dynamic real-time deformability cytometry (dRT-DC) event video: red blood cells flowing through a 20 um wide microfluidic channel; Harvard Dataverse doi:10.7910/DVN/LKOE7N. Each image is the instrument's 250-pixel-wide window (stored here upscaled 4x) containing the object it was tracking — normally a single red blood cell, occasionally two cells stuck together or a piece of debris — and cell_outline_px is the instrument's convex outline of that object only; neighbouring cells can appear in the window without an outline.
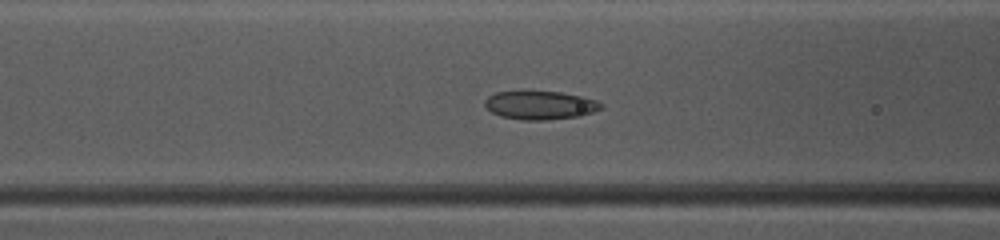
{"species": "common noctule bat (a hibernating species)", "species_latin": "Nyctalus noctula", "temperature_condition": "warm", "stored_images_in_passage": 38, "camera_frame_rate_fps": 3000, "um_per_image_px": 0.085, "animal": {"sex": "female", "body_mass_g": 10.0, "forearm_length_mm": 53.1}, "frame": {"image": 1, "passage_image": 9, "time_ms": 2.667, "image_size_px": [1000, 240], "cell_outline_px": [[604, 108], [580, 116], [544, 120], [520, 120], [500, 116], [492, 112], [484, 104], [484, 100], [488, 96], [496, 92], [560, 92], [584, 96], [596, 100], [604, 104]], "centroid_in_image_um": [45.95, 8.95], "position_along_channel_um": 120.7, "area_um2": 19.31}}
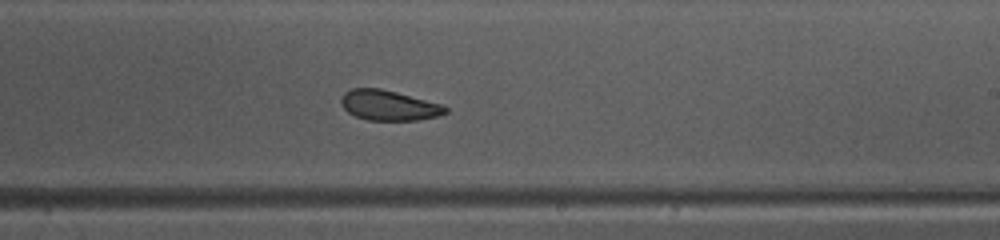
{"frame": {"image": 2, "passage_image": 19, "time_ms": 6.0, "image_size_px": [1000, 240], "cell_outline_px": [[448, 112], [440, 116], [416, 120], [368, 120], [356, 116], [348, 112], [340, 104], [340, 96], [344, 92], [352, 88], [380, 88], [444, 104], [448, 108]], "centroid_in_image_um": [33.06, 8.95], "position_along_channel_um": 255.9, "area_um2": 18.55}}
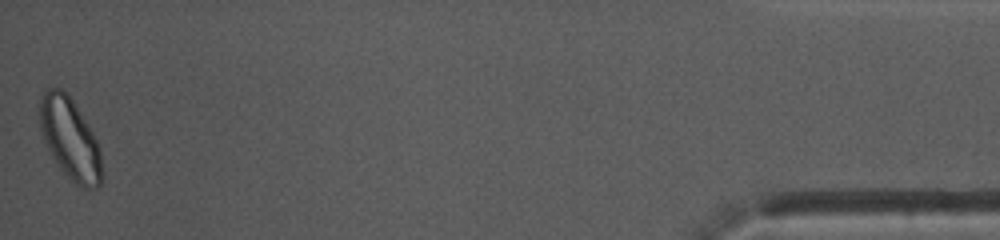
{"frame": {"image": 3, "passage_image": 38, "time_ms": 12.333, "image_size_px": [1000, 240], "cell_outline_px": [[104, 180], [96, 188], [84, 188], [76, 184], [56, 164], [48, 148], [40, 128], [40, 100], [44, 92], [48, 88], [60, 88], [68, 92], [88, 124], [100, 148], [104, 176]], "centroid_in_image_um": [5.99, 11.81], "position_along_channel_um": 429.2, "area_um2": 29.54}, "authors_computed_cell_mechanics": {"area_um2": 19.6809, "velocity_mm_per_s": 4.0525, "shape_relaxation_time_tau1_ms": 4.0481, "shape_relaxation_time_tau2_ms": 2.2516, "deformation_change_tau1": 0.0947, "deformation_change_tau2": 0.0597}}